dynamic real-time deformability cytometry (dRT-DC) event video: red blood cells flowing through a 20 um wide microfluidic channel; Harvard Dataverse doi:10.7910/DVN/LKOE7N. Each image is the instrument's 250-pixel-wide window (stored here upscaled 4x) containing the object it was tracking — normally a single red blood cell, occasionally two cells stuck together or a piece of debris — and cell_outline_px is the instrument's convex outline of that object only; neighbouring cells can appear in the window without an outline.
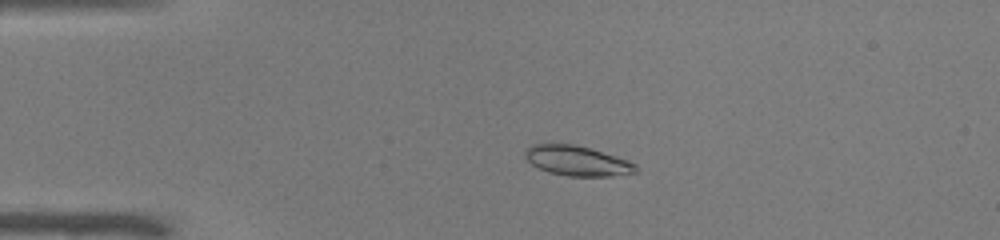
{"species": "common noctule bat (a hibernating species)", "species_latin": "Nyctalus noctula", "temperature_condition": "warm", "stored_images_in_passage": 51, "camera_frame_rate_fps": 3000, "um_per_image_px": 0.085, "animal": {"sex": "male", "body_mass_g": 19.0, "forearm_length_mm": 50.8}, "frame": {"image": 1, "passage_image": 11, "time_ms": 3.333, "image_size_px": [1000, 240], "cell_outline_px": [[640, 172], [612, 176], [568, 176], [548, 172], [532, 164], [524, 156], [524, 152], [532, 144], [572, 144], [588, 148], [628, 160], [636, 164], [640, 168]], "centroid_in_image_um": [49.1, 13.68], "position_along_channel_um": 35.9, "area_um2": 19.25}}
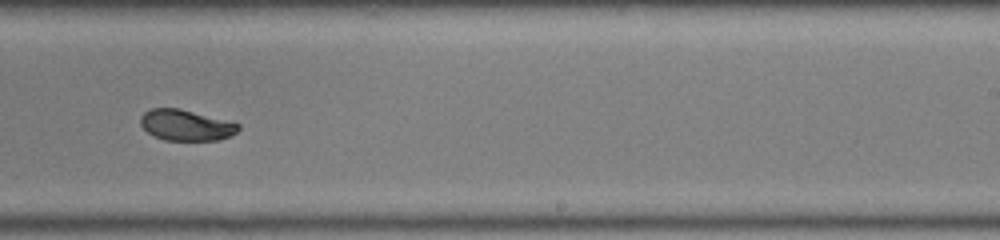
{"frame": {"image": 2, "passage_image": 32, "time_ms": 10.333, "image_size_px": [1000, 240], "cell_outline_px": [[240, 128], [236, 132], [220, 140], [164, 140], [152, 136], [140, 124], [140, 116], [144, 112], [152, 108], [180, 108], [240, 124]], "centroid_in_image_um": [15.77, 10.64], "position_along_channel_um": 273.2, "area_um2": 17.57}}
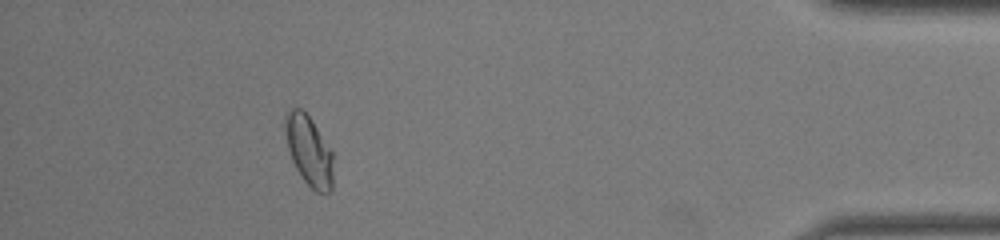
{"frame": {"image": 3, "passage_image": 46, "time_ms": 15.0, "image_size_px": [1000, 240], "cell_outline_px": [[332, 192], [316, 192], [304, 180], [296, 168], [292, 160], [288, 148], [284, 128], [284, 116], [292, 108], [300, 108], [312, 120], [332, 152]], "centroid_in_image_um": [26.25, 12.8], "position_along_channel_um": 409.0, "area_um2": 19.31}, "authors_computed_cell_mechanics": {"area_um2": 19.2474, "velocity_mm_per_s": 3.9883, "shape_relaxation_time_tau1_ms": 3.7949, "shape_relaxation_time_tau2_ms": 2.6082, "deformation_change_tau1": 0.1393, "deformation_change_tau2": 0.0258}}